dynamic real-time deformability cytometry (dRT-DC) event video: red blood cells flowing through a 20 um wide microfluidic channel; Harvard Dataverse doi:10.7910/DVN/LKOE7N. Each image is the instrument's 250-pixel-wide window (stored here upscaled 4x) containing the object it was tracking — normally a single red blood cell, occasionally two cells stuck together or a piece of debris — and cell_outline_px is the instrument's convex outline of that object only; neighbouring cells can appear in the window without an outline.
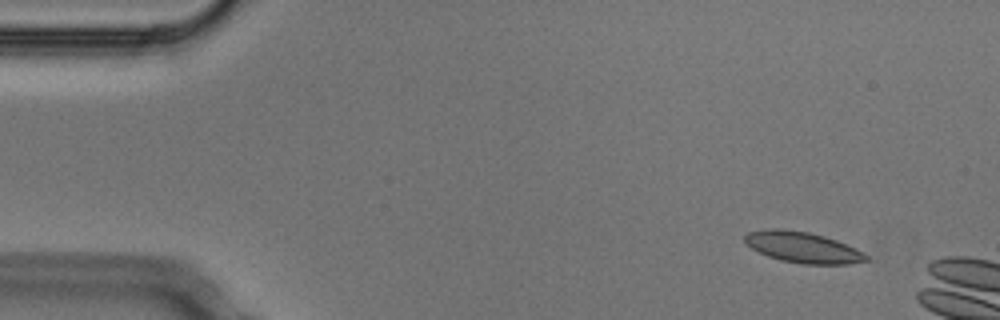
{"species": "Egyptian fruit bat (a non-hibernating species)", "species_latin": "Rousettus aegyptiacus", "temperature_condition": "cold", "stored_images_in_passage": 5, "segment_of_instrument_passage": [2, 2], "camera_frame_rate_fps": 3000, "um_per_image_px": 0.085, "animal": {"sex": "male"}, "frame": {"image": 1, "passage_image": 5, "time_ms": 1.333, "image_size_px": [1000, 320], "cell_outline_px": [[868, 260], [848, 264], [804, 264], [780, 260], [768, 256], [752, 248], [744, 240], [744, 236], [748, 232], [772, 228], [780, 228], [808, 232], [824, 236], [836, 240], [856, 248], [864, 252], [868, 256]], "centroid_in_image_um": [68.25, 21.02], "position_along_channel_um": 16.8, "area_um2": 21.73}}